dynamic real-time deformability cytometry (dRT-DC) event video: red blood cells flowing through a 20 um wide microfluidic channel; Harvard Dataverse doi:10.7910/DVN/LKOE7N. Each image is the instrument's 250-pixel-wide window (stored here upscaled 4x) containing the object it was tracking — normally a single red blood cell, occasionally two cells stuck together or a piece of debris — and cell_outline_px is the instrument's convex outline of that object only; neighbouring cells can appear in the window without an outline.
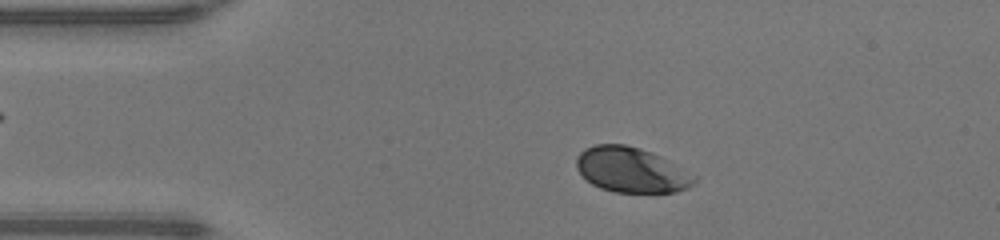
{"species": "human", "species_latin": "Homo sapiens", "temperature_condition": "warm", "stored_images_in_passage": 46, "camera_frame_rate_fps": 3000, "um_per_image_px": 0.085, "donor": {"sex": "male"}, "frame": {"image": 1, "passage_image": 7, "time_ms": 2.0, "image_size_px": [1000, 240], "cell_outline_px": [[696, 184], [688, 188], [676, 192], [616, 192], [600, 188], [592, 184], [576, 168], [576, 156], [584, 148], [596, 144], [624, 144], [640, 148], [652, 152], [660, 156], [696, 176]], "centroid_in_image_um": [53.66, 14.44], "position_along_channel_um": 31.3, "area_um2": 30.98}}
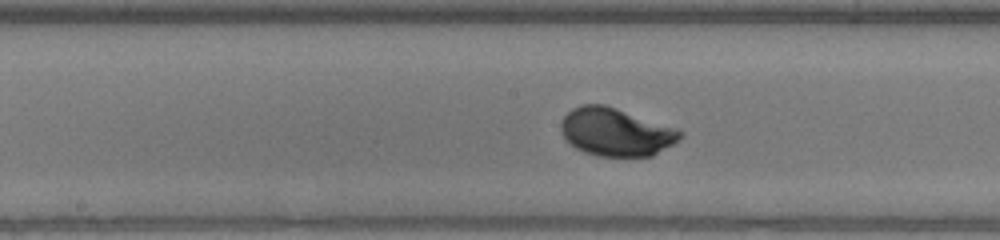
{"frame": {"image": 2, "passage_image": 22, "time_ms": 7.0, "image_size_px": [1000, 240], "cell_outline_px": [[684, 132], [680, 140], [652, 156], [600, 156], [584, 152], [576, 148], [564, 136], [560, 128], [560, 124], [564, 116], [572, 108], [580, 104], [604, 104], [680, 128]], "centroid_in_image_um": [52.4, 11.2], "position_along_channel_um": 195.8, "area_um2": 33.52}}
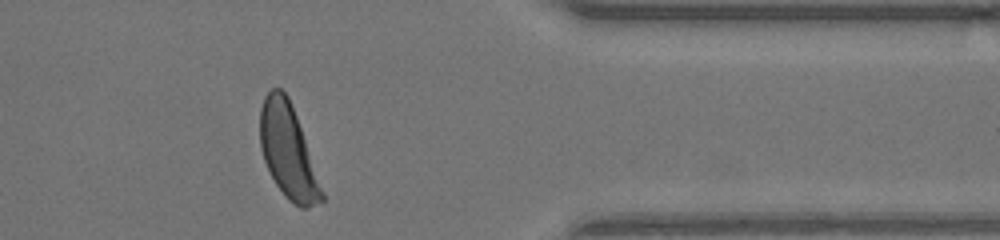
{"frame": {"image": 3, "passage_image": 37, "time_ms": 12.0, "image_size_px": [1000, 240], "cell_outline_px": [[324, 200], [308, 208], [300, 208], [288, 200], [284, 196], [276, 184], [264, 160], [260, 148], [260, 108], [264, 96], [272, 88], [280, 88], [288, 96], [296, 116], [324, 192]], "centroid_in_image_um": [24.47, 12.88], "position_along_channel_um": 386.9, "area_um2": 33.41}, "authors_computed_cell_mechanics": {"area_um2": 32.7148, "velocity_mm_per_s": 4.2461, "shape_relaxation_time_tau1_ms": 1.5017, "shape_relaxation_time_tau2_ms": null, "deformation_change_tau1": 0.1097, "deformation_change_tau2": null}}